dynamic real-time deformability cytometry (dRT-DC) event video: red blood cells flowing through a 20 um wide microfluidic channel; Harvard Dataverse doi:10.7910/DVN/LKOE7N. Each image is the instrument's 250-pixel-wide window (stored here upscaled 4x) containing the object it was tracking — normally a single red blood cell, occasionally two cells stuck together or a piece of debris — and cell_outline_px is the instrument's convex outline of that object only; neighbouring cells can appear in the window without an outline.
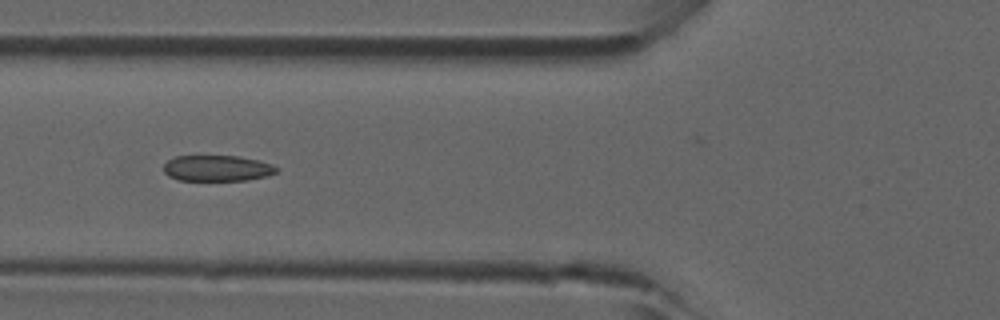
{"species": "common noctule bat (a hibernating species)", "species_latin": "Nyctalus noctula", "temperature_condition": "room temperature", "stored_images_in_passage": 7, "camera_frame_rate_fps": 3000, "um_per_image_px": 0.085, "animal": {"sex": "male", "forearm_length_mm": 52.5}, "frame": {"image": 1, "passage_image": 7, "time_ms": 2.0, "image_size_px": [1000, 320], "cell_outline_px": [[280, 168], [276, 172], [268, 176], [248, 180], [180, 180], [168, 176], [164, 172], [164, 164], [172, 156], [236, 156], [260, 160], [272, 164]], "centroid_in_image_um": [18.48, 14.29], "position_along_channel_um": 107.3, "area_um2": 17.17}}